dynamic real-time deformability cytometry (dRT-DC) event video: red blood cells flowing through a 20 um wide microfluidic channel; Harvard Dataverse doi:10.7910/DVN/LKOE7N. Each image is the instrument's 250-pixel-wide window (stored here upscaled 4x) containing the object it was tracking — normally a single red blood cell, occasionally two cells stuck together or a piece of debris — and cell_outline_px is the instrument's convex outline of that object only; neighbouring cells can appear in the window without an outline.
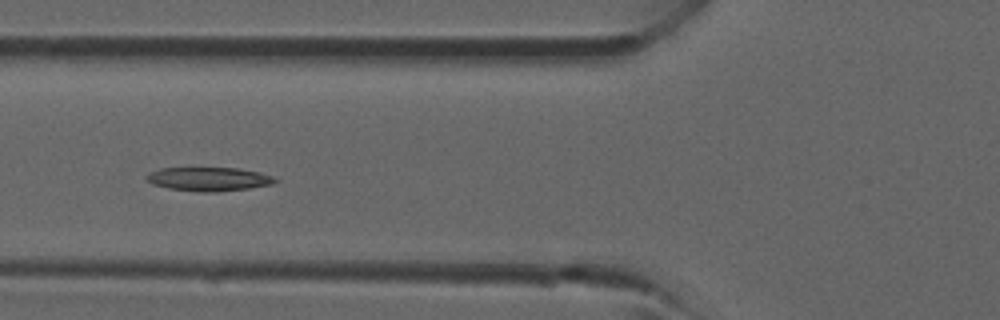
{"species": "common noctule bat (a hibernating species)", "species_latin": "Nyctalus noctula", "temperature_condition": "room temperature", "stored_images_in_passage": 26, "camera_frame_rate_fps": 3000, "um_per_image_px": 0.085, "animal": {"sex": "male", "forearm_length_mm": 52.5}, "frame": {"image": 1, "passage_image": 8, "time_ms": 2.333, "image_size_px": [1000, 320], "cell_outline_px": [[280, 180], [272, 184], [248, 188], [216, 192], [200, 192], [168, 188], [152, 184], [144, 176], [160, 168], [236, 168], [260, 172], [276, 176]], "centroid_in_image_um": [17.8, 15.22], "position_along_channel_um": 108.0, "area_um2": 17.86}}
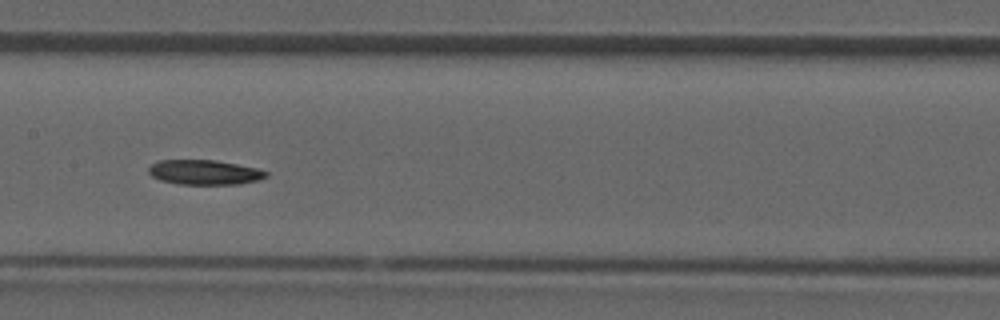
{"frame": {"image": 2, "passage_image": 13, "time_ms": 4.0, "image_size_px": [1000, 320], "cell_outline_px": [[268, 176], [256, 180], [236, 184], [176, 184], [160, 180], [152, 176], [148, 172], [148, 168], [152, 164], [160, 160], [216, 160], [256, 168], [268, 172]], "centroid_in_image_um": [17.34, 14.64], "position_along_channel_um": 190.1, "area_um2": 16.82}}
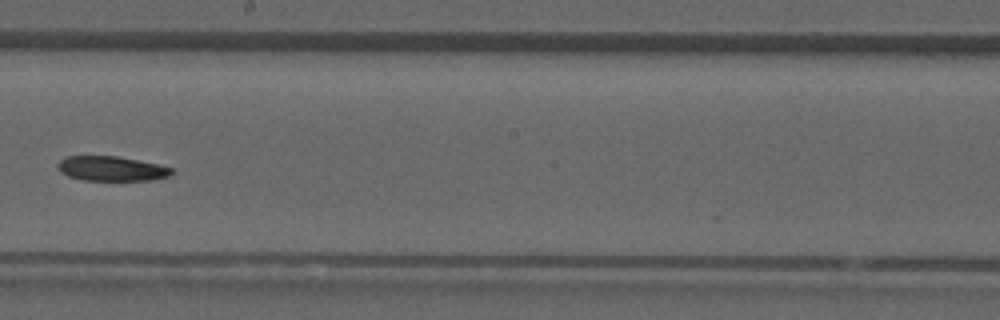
{"frame": {"image": 3, "passage_image": 16, "time_ms": 5.0, "image_size_px": [1000, 320], "cell_outline_px": [[172, 172], [168, 176], [152, 180], [84, 180], [68, 176], [60, 172], [56, 168], [56, 164], [64, 156], [116, 156], [156, 164], [172, 168]], "centroid_in_image_um": [9.39, 14.33], "position_along_channel_um": 238.8, "area_um2": 16.3}}